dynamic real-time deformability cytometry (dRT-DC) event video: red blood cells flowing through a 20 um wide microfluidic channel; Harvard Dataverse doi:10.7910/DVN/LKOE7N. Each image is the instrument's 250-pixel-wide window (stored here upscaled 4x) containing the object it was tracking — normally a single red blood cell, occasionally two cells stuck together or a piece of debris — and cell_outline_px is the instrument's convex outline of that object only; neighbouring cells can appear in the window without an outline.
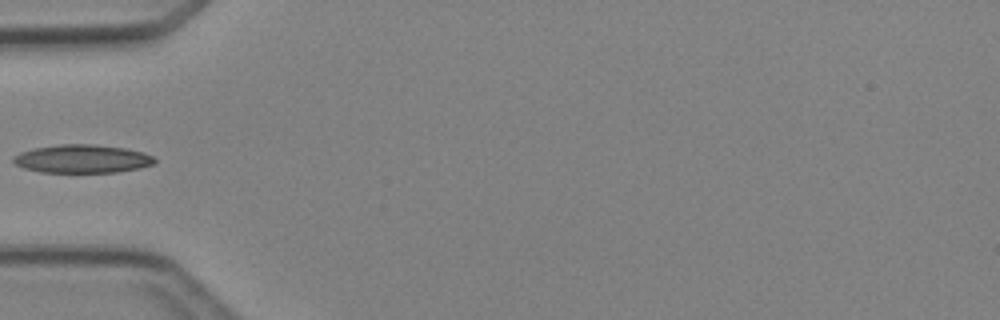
{"species": "Egyptian fruit bat (a non-hibernating species)", "species_latin": "Rousettus aegyptiacus", "temperature_condition": "cold", "stored_images_in_passage": 5, "camera_frame_rate_fps": 3000, "um_per_image_px": 0.085, "animal": {"sex": "female"}, "frame": {"image": 1, "passage_image": 5, "time_ms": 4.667, "image_size_px": [1000, 320], "cell_outline_px": [[156, 164], [140, 168], [116, 172], [40, 172], [24, 168], [16, 164], [12, 160], [12, 156], [20, 152], [32, 148], [60, 144], [96, 144], [124, 148], [140, 152], [152, 156], [156, 160]], "centroid_in_image_um": [6.97, 13.5], "position_along_channel_um": 78.0, "area_um2": 23.35}}